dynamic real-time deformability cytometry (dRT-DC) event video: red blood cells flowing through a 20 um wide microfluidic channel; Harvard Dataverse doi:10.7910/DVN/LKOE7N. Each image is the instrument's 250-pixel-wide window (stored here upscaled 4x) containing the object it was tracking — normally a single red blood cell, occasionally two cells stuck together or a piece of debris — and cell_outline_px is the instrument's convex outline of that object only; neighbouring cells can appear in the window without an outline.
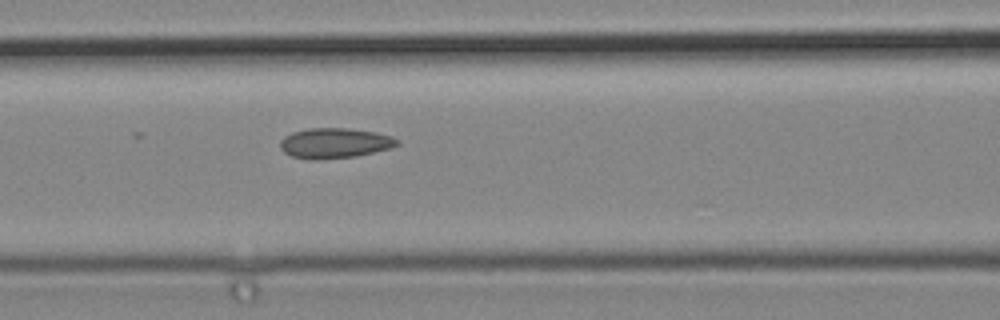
{"species": "common noctule bat (a hibernating species)", "species_latin": "Nyctalus noctula", "temperature_condition": "cold", "stored_images_in_passage": 4, "camera_frame_rate_fps": 3000, "um_per_image_px": 0.085, "animal": {"sex": "male", "body_mass_g": 19.2, "forearm_length_mm": 51.8}, "frame": {"image": 1, "passage_image": 4, "time_ms": 1.0, "image_size_px": [1000, 320], "cell_outline_px": [[400, 144], [388, 148], [356, 156], [316, 160], [312, 160], [292, 156], [284, 152], [280, 148], [280, 140], [284, 136], [292, 132], [308, 128], [348, 128], [376, 132], [392, 136], [400, 140]], "centroid_in_image_um": [28.43, 12.16], "position_along_channel_um": 138.2, "area_um2": 20.63}}